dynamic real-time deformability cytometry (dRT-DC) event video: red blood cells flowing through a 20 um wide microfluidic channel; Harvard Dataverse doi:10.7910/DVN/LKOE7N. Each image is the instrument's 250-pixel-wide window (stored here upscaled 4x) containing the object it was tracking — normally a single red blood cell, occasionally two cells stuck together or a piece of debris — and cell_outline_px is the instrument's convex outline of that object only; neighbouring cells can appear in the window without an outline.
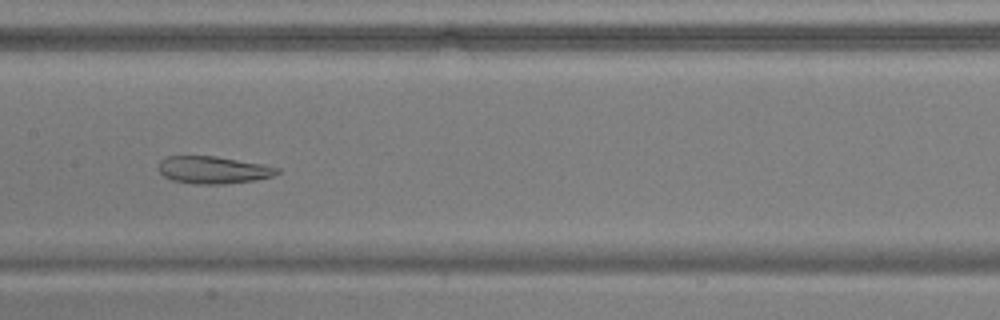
{"species": "common noctule bat (a hibernating species)", "species_latin": "Nyctalus noctula", "temperature_condition": "warm", "stored_images_in_passage": 55, "segment_of_instrument_passage": [1, 2], "camera_frame_rate_fps": 3000, "um_per_image_px": 0.085, "animal": {"sex": "male", "body_mass_g": 17.9, "forearm_length_mm": 54.2}, "frame": {"image": 1, "passage_image": 28, "time_ms": 9.0, "image_size_px": [1000, 320], "cell_outline_px": [[280, 172], [272, 176], [256, 180], [224, 184], [196, 184], [172, 180], [164, 176], [160, 172], [156, 164], [160, 160], [168, 156], [216, 156], [260, 164], [280, 168]], "centroid_in_image_um": [18.09, 14.44], "position_along_channel_um": 189.3, "area_um2": 18.9}}
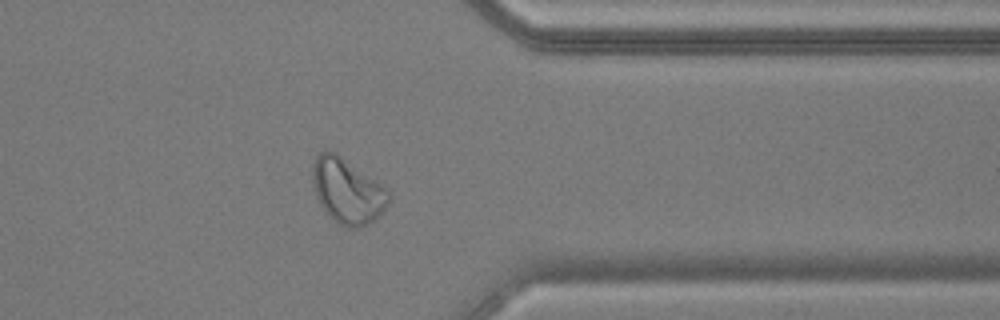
{"frame": {"image": 2, "passage_image": 44, "time_ms": 14.333, "image_size_px": [1000, 320], "cell_outline_px": [[392, 196], [388, 204], [376, 220], [368, 224], [356, 228], [348, 228], [340, 224], [324, 208], [316, 192], [312, 176], [312, 168], [316, 156], [320, 152], [336, 152], [388, 188]], "centroid_in_image_um": [29.6, 16.22], "position_along_channel_um": 381.8, "area_um2": 28.55}}
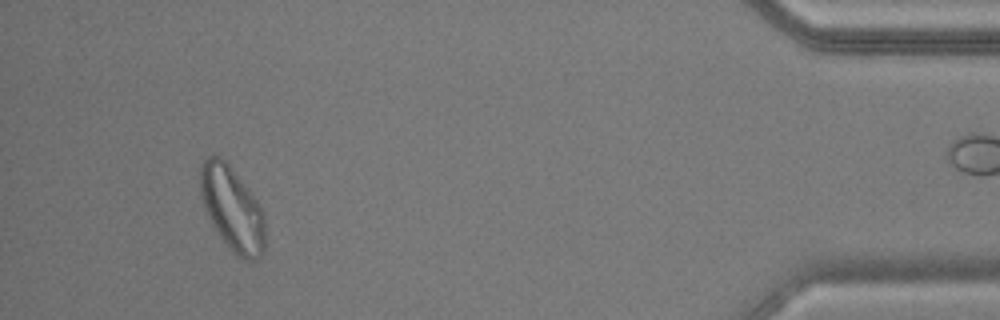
{"frame": {"image": 3, "passage_image": 51, "time_ms": 16.667, "image_size_px": [1000, 320], "cell_outline_px": [[264, 252], [260, 256], [252, 260], [244, 260], [236, 256], [232, 252], [220, 236], [212, 224], [208, 216], [200, 196], [200, 164], [212, 152], [220, 156], [228, 164], [260, 204], [264, 216]], "centroid_in_image_um": [19.72, 17.72], "position_along_channel_um": 415.5, "area_um2": 31.79}}